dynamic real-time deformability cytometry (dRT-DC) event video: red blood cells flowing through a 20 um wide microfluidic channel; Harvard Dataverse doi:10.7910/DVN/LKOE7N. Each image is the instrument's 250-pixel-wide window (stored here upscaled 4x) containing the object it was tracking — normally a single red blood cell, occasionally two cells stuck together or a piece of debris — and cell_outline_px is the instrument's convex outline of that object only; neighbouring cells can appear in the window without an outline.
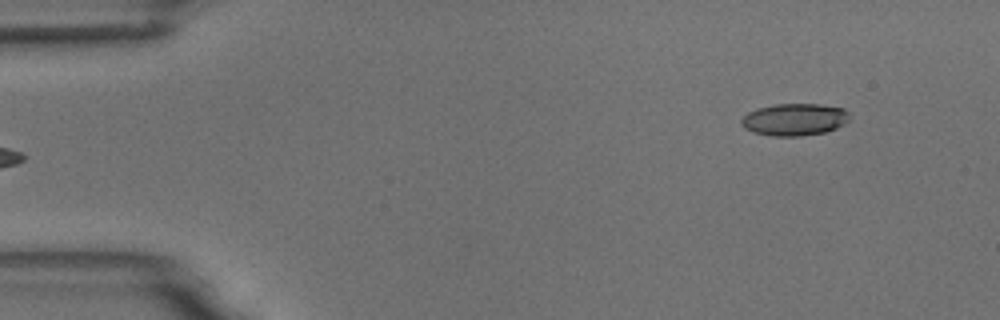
{"species": "common noctule bat (a hibernating species)", "species_latin": "Nyctalus noctula", "temperature_condition": "room temperature", "stored_images_in_passage": 3, "segment_of_instrument_passage": [2, 2], "camera_frame_rate_fps": 3000, "um_per_image_px": 0.085, "animal": {"sex": "male", "body_mass_g": 18.8}, "frame": {"image": 1, "passage_image": 3, "time_ms": 2.333, "image_size_px": [1000, 320], "cell_outline_px": [[848, 120], [844, 124], [836, 128], [824, 132], [800, 136], [772, 136], [752, 132], [744, 128], [740, 124], [740, 120], [748, 112], [756, 108], [776, 104], [820, 104], [844, 108], [848, 112]], "centroid_in_image_um": [67.5, 10.15], "position_along_channel_um": 17.5, "area_um2": 20.35}}